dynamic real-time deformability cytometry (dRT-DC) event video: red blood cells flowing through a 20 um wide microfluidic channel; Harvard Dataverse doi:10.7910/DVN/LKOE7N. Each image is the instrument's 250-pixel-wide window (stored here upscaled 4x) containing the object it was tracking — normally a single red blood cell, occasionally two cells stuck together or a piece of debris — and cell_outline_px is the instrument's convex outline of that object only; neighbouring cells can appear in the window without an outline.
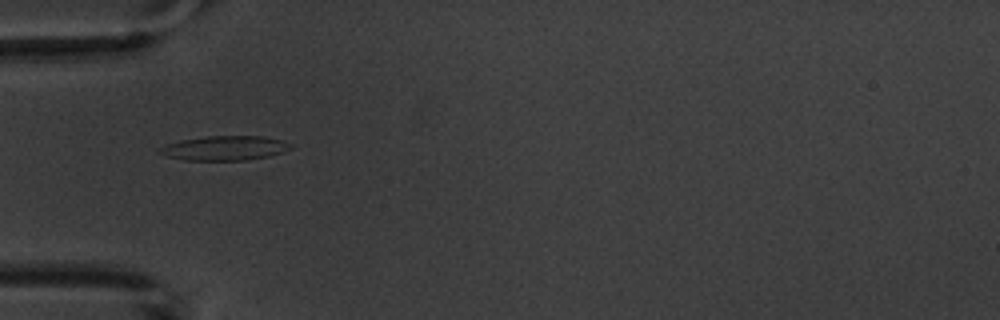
{"species": "common noctule bat (a hibernating species)", "species_latin": "Nyctalus noctula", "temperature_condition": "warm", "stored_images_in_passage": 7, "camera_frame_rate_fps": 3000, "um_per_image_px": 0.085, "animal": {"sex": "male", "body_mass_g": 20.1, "forearm_length_mm": 53.5}, "frame": {"image": 1, "passage_image": 5, "time_ms": 5.667, "image_size_px": [1000, 320], "cell_outline_px": [[292, 148], [284, 152], [268, 156], [248, 160], [184, 160], [164, 156], [156, 152], [160, 148], [168, 144], [180, 140], [208, 136], [264, 136], [284, 140], [292, 144]], "centroid_in_image_um": [19.12, 12.59], "position_along_channel_um": 65.9, "area_um2": 18.84}}
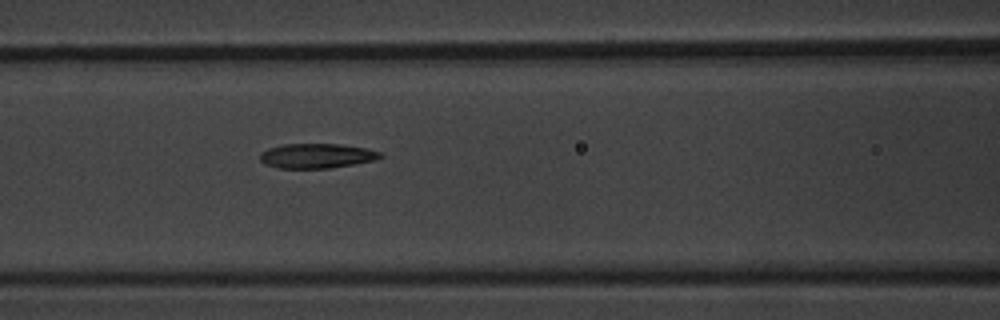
{"frame": {"image": 2, "passage_image": 7, "time_ms": 7.667, "image_size_px": [1000, 320], "cell_outline_px": [[384, 156], [376, 160], [328, 168], [280, 168], [264, 164], [260, 160], [260, 152], [268, 148], [284, 144], [340, 144], [368, 148], [380, 152]], "centroid_in_image_um": [26.92, 13.24], "position_along_channel_um": 139.7, "area_um2": 17.34}}